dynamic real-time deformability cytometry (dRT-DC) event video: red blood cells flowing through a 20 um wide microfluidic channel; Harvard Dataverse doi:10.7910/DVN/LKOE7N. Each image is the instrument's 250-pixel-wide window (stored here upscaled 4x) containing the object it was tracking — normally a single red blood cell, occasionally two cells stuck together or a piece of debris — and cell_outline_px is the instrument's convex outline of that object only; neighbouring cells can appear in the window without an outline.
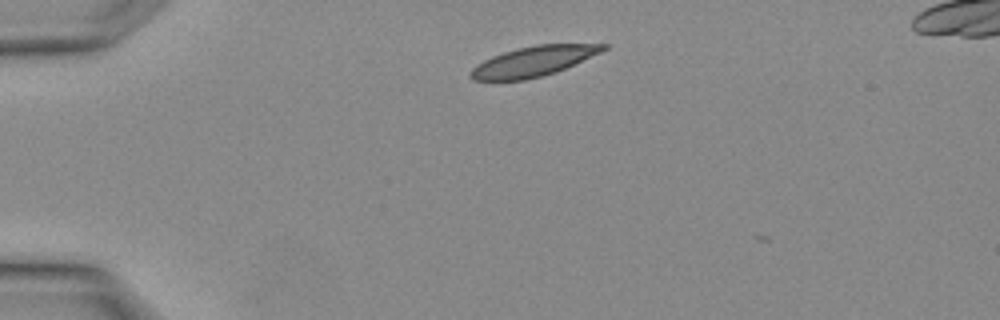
{"species": "Egyptian fruit bat (a non-hibernating species)", "species_latin": "Rousettus aegyptiacus", "temperature_condition": "warm", "stored_images_in_passage": 4, "segment_of_instrument_passage": [2, 2], "camera_frame_rate_fps": 3000, "um_per_image_px": 0.085, "animal": {"sex": "female"}, "frame": {"image": 1, "passage_image": 4, "time_ms": 1.0, "image_size_px": [1000, 320], "cell_outline_px": [[608, 48], [600, 52], [556, 72], [524, 80], [472, 80], [468, 76], [468, 72], [476, 64], [492, 56], [504, 52], [536, 44], [608, 44]], "centroid_in_image_um": [45.29, 5.22], "position_along_channel_um": 39.7, "area_um2": 22.95}}